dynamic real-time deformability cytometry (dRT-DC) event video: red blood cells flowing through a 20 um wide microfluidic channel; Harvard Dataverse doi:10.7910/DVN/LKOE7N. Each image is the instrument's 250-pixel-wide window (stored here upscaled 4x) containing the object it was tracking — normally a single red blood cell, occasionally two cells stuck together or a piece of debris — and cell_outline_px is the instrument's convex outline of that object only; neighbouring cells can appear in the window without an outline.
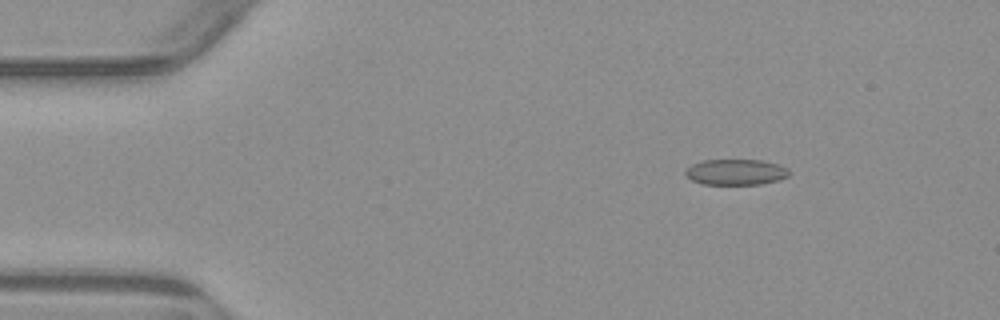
{"species": "common noctule bat (a hibernating species)", "species_latin": "Nyctalus noctula", "temperature_condition": "warm", "stored_images_in_passage": 5, "camera_frame_rate_fps": 3000, "um_per_image_px": 0.085, "animal": {"sex": "male", "body_mass_g": 23.1, "forearm_length_mm": 52.7}, "frame": {"image": 1, "passage_image": 3, "time_ms": 2.333, "image_size_px": [1000, 320], "cell_outline_px": [[792, 172], [788, 176], [780, 180], [760, 184], [700, 184], [692, 180], [684, 172], [692, 164], [700, 160], [764, 160], [780, 164], [788, 168]], "centroid_in_image_um": [62.6, 14.62], "position_along_channel_um": 22.4, "area_um2": 15.78}}